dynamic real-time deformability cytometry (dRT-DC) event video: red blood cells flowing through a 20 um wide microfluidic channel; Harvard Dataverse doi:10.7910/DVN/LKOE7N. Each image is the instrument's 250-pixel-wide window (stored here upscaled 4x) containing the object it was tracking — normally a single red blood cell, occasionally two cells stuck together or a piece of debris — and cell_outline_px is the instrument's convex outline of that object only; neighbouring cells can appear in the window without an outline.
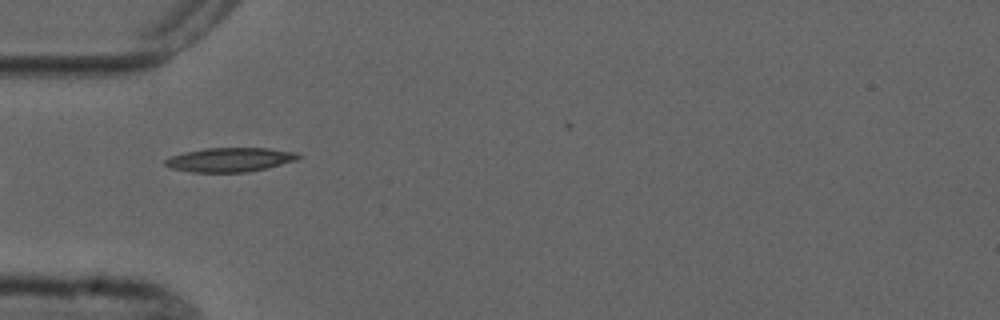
{"species": "common noctule bat (a hibernating species)", "species_latin": "Nyctalus noctula", "temperature_condition": "cold", "stored_images_in_passage": 6, "camera_frame_rate_fps": 3000, "um_per_image_px": 0.085, "animal": {"sex": "male", "forearm_length_mm": 52.5}, "frame": {"image": 1, "passage_image": 5, "time_ms": 5.667, "image_size_px": [1000, 320], "cell_outline_px": [[304, 156], [296, 160], [248, 172], [192, 172], [172, 168], [164, 164], [164, 160], [172, 156], [204, 148], [268, 148], [296, 152]], "centroid_in_image_um": [19.57, 13.57], "position_along_channel_um": 65.4, "area_um2": 18.5}}
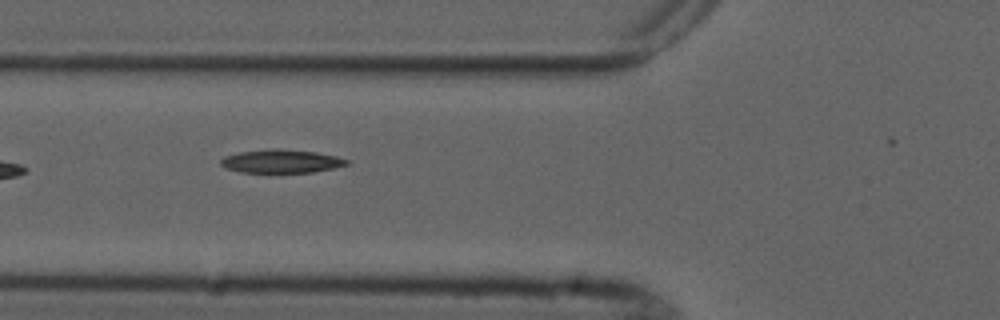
{"frame": {"image": 2, "passage_image": 6, "time_ms": 6.667, "image_size_px": [1000, 320], "cell_outline_px": [[352, 164], [312, 172], [240, 172], [224, 168], [220, 164], [220, 160], [224, 156], [240, 152], [272, 148], [316, 152], [336, 156], [348, 160]], "centroid_in_image_um": [23.89, 13.7], "position_along_channel_um": 101.9, "area_um2": 17.11}}